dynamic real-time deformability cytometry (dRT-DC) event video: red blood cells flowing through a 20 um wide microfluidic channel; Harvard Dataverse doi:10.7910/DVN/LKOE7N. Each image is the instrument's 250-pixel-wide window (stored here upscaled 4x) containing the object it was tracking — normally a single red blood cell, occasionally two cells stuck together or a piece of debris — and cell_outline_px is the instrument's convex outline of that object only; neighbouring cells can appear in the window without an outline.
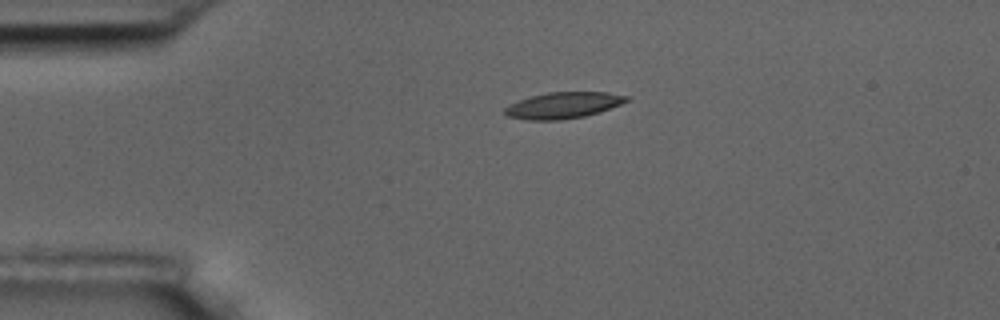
{"species": "common noctule bat (a hibernating species)", "species_latin": "Nyctalus noctula", "temperature_condition": "room temperature", "stored_images_in_passage": 5, "camera_frame_rate_fps": 3000, "um_per_image_px": 0.085, "animal": {"sex": "male", "body_mass_g": 17.5, "forearm_length_mm": 52.3}, "frame": {"image": 1, "passage_image": 5, "time_ms": 5.0, "image_size_px": [1000, 320], "cell_outline_px": [[628, 100], [620, 104], [600, 112], [584, 116], [560, 120], [528, 120], [508, 116], [504, 112], [504, 108], [508, 104], [532, 96], [548, 92], [608, 92], [628, 96]], "centroid_in_image_um": [47.86, 8.95], "position_along_channel_um": 37.1, "area_um2": 18.5}}